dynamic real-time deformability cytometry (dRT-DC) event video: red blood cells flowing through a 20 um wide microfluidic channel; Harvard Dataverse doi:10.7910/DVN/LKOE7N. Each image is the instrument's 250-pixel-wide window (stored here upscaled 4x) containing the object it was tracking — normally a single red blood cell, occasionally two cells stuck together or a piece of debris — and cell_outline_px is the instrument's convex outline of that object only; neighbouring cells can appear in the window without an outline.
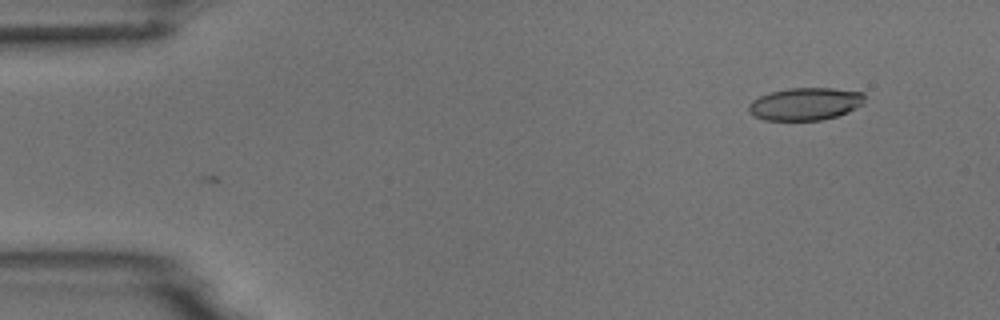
{"species": "common noctule bat (a hibernating species)", "species_latin": "Nyctalus noctula", "temperature_condition": "room temperature", "stored_images_in_passage": 3, "camera_frame_rate_fps": 3000, "um_per_image_px": 0.085, "animal": {"sex": "male", "body_mass_g": 18.8}, "frame": {"image": 1, "passage_image": 1, "time_ms": 0.0, "image_size_px": [1000, 320], "cell_outline_px": [[864, 104], [848, 112], [836, 116], [820, 120], [764, 120], [752, 116], [748, 108], [748, 104], [752, 100], [760, 96], [772, 92], [788, 88], [832, 88], [864, 92]], "centroid_in_image_um": [68.45, 8.83], "position_along_channel_um": 16.6, "area_um2": 22.08}}